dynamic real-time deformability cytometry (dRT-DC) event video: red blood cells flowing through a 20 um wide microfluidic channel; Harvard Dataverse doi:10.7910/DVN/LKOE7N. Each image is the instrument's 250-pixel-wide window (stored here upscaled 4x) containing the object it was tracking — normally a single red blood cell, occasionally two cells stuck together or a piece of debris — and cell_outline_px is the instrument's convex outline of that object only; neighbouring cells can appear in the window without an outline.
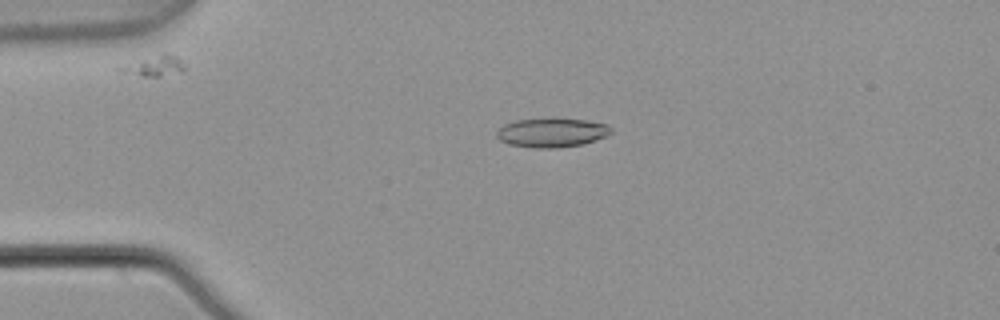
{"species": "common noctule bat (a hibernating species)", "species_latin": "Nyctalus noctula", "temperature_condition": "warm", "stored_images_in_passage": 2, "camera_frame_rate_fps": 3000, "um_per_image_px": 0.085, "animal": {"sex": "male", "body_mass_g": 21.5, "forearm_length_mm": 52.0}, "frame": {"image": 1, "passage_image": 1, "time_ms": 0.0, "image_size_px": [1000, 320], "cell_outline_px": [[612, 132], [604, 136], [580, 144], [560, 148], [532, 148], [508, 144], [500, 140], [496, 136], [496, 132], [504, 124], [516, 120], [588, 120], [608, 124], [612, 128]], "centroid_in_image_um": [46.87, 11.29], "position_along_channel_um": 38.1, "area_um2": 18.9}}